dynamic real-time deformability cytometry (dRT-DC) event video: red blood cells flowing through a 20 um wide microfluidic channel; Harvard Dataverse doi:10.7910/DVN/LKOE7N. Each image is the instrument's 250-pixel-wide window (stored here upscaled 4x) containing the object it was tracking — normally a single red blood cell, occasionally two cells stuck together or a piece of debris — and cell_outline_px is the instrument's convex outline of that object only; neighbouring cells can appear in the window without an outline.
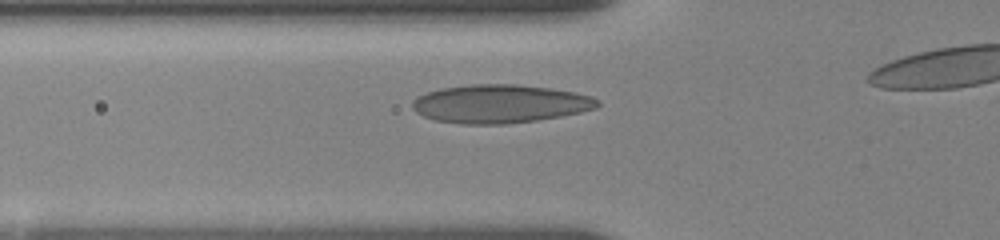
{"species": "human", "species_latin": "Homo sapiens", "temperature_condition": "room temperature", "stored_images_in_passage": 13, "segment_of_instrument_passage": [1, 2], "camera_frame_rate_fps": 3000, "um_per_image_px": 0.085, "donor": {"sex": "female"}, "frame": {"image": 1, "passage_image": 3, "time_ms": 1.333, "image_size_px": [1000, 240], "cell_outline_px": [[600, 104], [596, 108], [580, 112], [560, 116], [536, 120], [508, 124], [460, 124], [436, 120], [424, 116], [416, 112], [412, 108], [412, 100], [428, 92], [440, 88], [472, 84], [516, 84], [548, 88], [576, 92], [592, 96], [600, 100]], "centroid_in_image_um": [42.51, 8.82], "position_along_channel_um": 83.3, "area_um2": 41.44}}
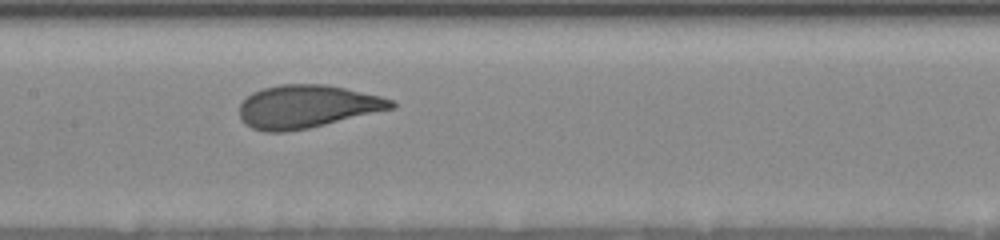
{"frame": {"image": 2, "passage_image": 7, "time_ms": 4.0, "image_size_px": [1000, 240], "cell_outline_px": [[396, 108], [308, 128], [284, 132], [264, 132], [252, 128], [244, 124], [240, 120], [240, 104], [252, 92], [264, 88], [280, 84], [324, 84], [344, 88], [380, 96], [392, 100], [396, 104]], "centroid_in_image_um": [26.07, 9.06], "position_along_channel_um": 181.3, "area_um2": 37.97}}
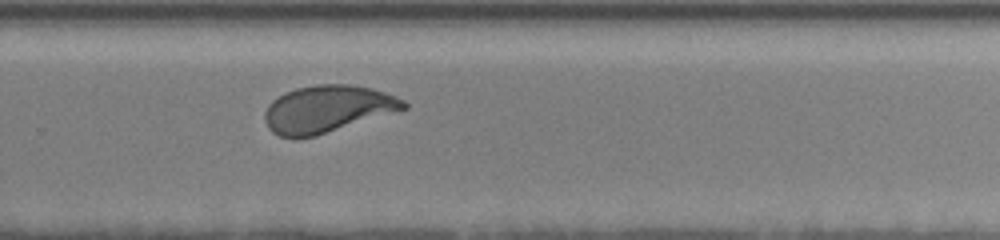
{"frame": {"image": 3, "passage_image": 12, "time_ms": 7.333, "image_size_px": [1000, 240], "cell_outline_px": [[408, 108], [316, 136], [280, 136], [272, 132], [268, 128], [264, 120], [264, 112], [268, 104], [272, 100], [284, 92], [296, 88], [316, 84], [348, 84], [372, 88], [384, 92], [404, 100], [408, 104]], "centroid_in_image_um": [27.81, 9.24], "position_along_channel_um": 302.0, "area_um2": 37.97}}